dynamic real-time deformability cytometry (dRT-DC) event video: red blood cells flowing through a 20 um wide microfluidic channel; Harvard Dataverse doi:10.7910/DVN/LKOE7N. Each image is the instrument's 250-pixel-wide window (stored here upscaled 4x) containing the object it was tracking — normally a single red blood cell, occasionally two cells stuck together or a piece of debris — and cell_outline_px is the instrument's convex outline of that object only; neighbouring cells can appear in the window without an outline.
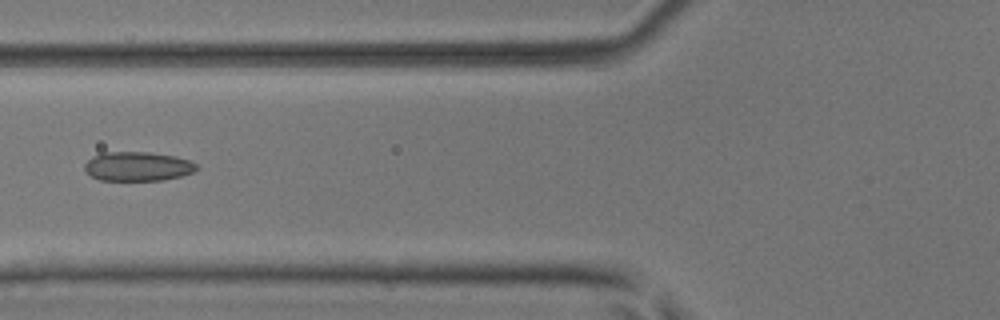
{"species": "common noctule bat (a hibernating species)", "species_latin": "Nyctalus noctula", "temperature_condition": "room temperature", "stored_images_in_passage": 2, "camera_frame_rate_fps": 3000, "um_per_image_px": 0.085, "animal": {"sex": "male", "body_mass_g": 17.9, "forearm_length_mm": 54.2}, "frame": {"image": 1, "passage_image": 2, "time_ms": 0.333, "image_size_px": [1000, 320], "cell_outline_px": [[200, 168], [192, 172], [180, 176], [164, 180], [100, 180], [92, 176], [84, 168], [84, 164], [92, 156], [104, 152], [152, 152], [176, 156], [188, 160], [196, 164]], "centroid_in_image_um": [11.71, 14.13], "position_along_channel_um": 114.1, "area_um2": 19.07}}